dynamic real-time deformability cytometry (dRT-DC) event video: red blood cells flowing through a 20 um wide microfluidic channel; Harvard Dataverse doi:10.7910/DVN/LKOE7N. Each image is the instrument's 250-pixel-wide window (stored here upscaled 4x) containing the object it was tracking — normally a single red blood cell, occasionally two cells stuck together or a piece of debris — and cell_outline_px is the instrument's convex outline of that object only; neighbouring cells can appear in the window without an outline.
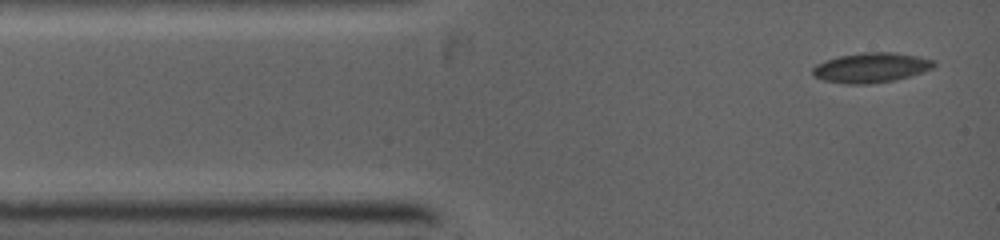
{"species": "common noctule bat (a hibernating species)", "species_latin": "Nyctalus noctula", "temperature_condition": "warm", "stored_images_in_passage": 4, "camera_frame_rate_fps": 5000, "um_per_image_px": 0.085, "animal": {"sex": "female", "body_mass_g": 19.0, "forearm_length_mm": 53.3}, "frame": {"image": 1, "passage_image": 1, "time_ms": 0.0, "image_size_px": [1000, 240], "cell_outline_px": [[936, 64], [932, 68], [908, 76], [892, 80], [864, 84], [844, 84], [824, 80], [812, 76], [812, 68], [816, 64], [840, 56], [860, 52], [892, 52], [916, 56], [936, 60]], "centroid_in_image_um": [74.01, 5.74], "position_along_channel_um": 11.0, "area_um2": 20.87}}
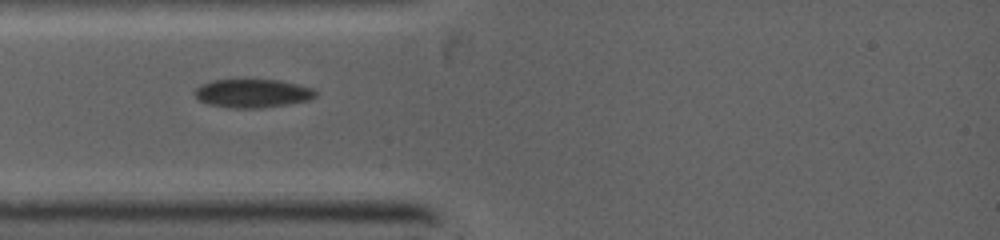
{"frame": {"image": 2, "passage_image": 3, "time_ms": 2.2, "image_size_px": [1000, 240], "cell_outline_px": [[316, 96], [308, 100], [288, 104], [260, 108], [236, 108], [208, 104], [200, 100], [196, 96], [196, 88], [200, 84], [212, 80], [276, 80], [296, 84], [312, 88], [316, 92]], "centroid_in_image_um": [21.46, 7.93], "position_along_channel_um": 63.5, "area_um2": 19.77}}
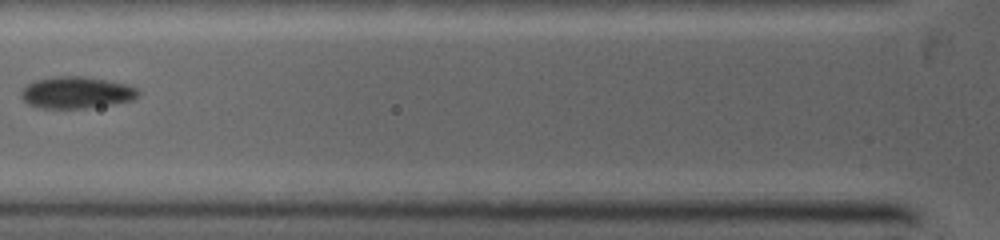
{"frame": {"image": 3, "passage_image": 4, "time_ms": 3.4, "image_size_px": [1000, 240], "cell_outline_px": [[140, 96], [132, 100], [112, 104], [84, 108], [40, 108], [28, 104], [20, 96], [20, 92], [28, 84], [36, 80], [52, 76], [84, 76], [128, 84], [136, 88], [140, 92]], "centroid_in_image_um": [6.5, 7.86], "position_along_channel_um": 119.3, "area_um2": 21.73}}